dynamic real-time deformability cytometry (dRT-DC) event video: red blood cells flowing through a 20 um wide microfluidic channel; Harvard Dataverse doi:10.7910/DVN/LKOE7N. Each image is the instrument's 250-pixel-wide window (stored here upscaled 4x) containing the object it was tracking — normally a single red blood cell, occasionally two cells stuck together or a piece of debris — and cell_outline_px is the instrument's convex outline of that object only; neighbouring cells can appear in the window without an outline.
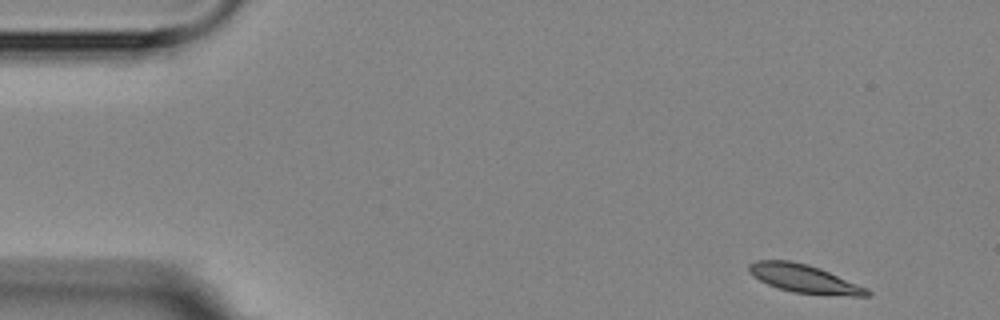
{"species": "Egyptian fruit bat (a non-hibernating species)", "species_latin": "Rousettus aegyptiacus", "temperature_condition": "room temperature", "stored_images_in_passage": 5, "camera_frame_rate_fps": 3000, "um_per_image_px": 0.085, "animal": {"sex": "female"}, "frame": {"image": 1, "passage_image": 1, "time_ms": 0.0, "image_size_px": [1000, 320], "cell_outline_px": [[872, 296], [852, 296], [792, 292], [776, 288], [752, 276], [748, 272], [748, 264], [756, 260], [788, 260], [808, 264], [820, 268], [868, 288], [872, 292]], "centroid_in_image_um": [68.35, 23.68], "position_along_channel_um": 16.6, "area_um2": 19.59}}
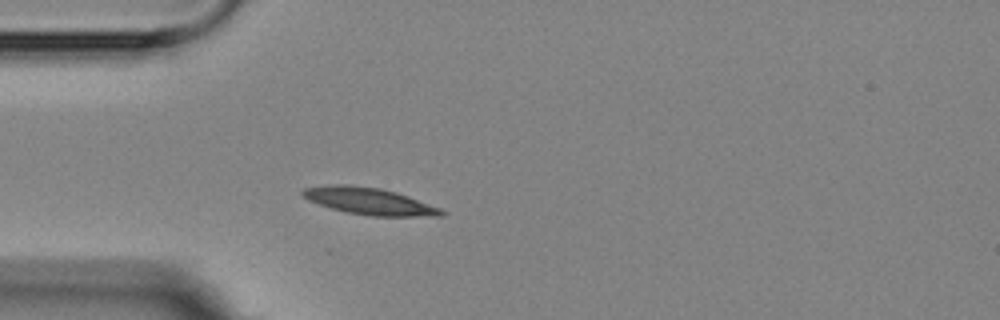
{"frame": {"image": 2, "passage_image": 4, "time_ms": 3.667, "image_size_px": [1000, 320], "cell_outline_px": [[444, 216], [372, 216], [348, 212], [332, 208], [308, 200], [300, 196], [300, 192], [304, 188], [332, 184], [348, 184], [380, 188], [396, 192], [408, 196], [440, 208], [444, 212]], "centroid_in_image_um": [31.36, 17.09], "position_along_channel_um": 53.6, "area_um2": 21.62}}